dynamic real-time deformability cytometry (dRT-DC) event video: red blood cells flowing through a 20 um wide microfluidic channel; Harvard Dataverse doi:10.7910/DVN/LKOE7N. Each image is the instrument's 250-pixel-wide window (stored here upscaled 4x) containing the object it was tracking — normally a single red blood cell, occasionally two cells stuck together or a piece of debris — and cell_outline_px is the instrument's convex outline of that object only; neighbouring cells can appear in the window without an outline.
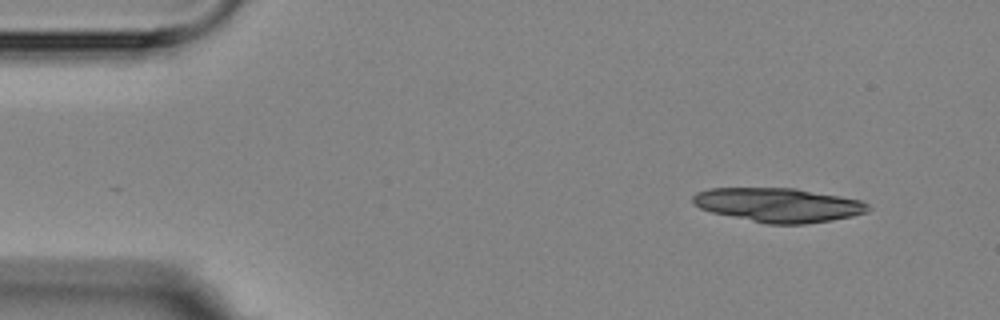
{"species": "Egyptian fruit bat (a non-hibernating species)", "species_latin": "Rousettus aegyptiacus", "temperature_condition": "room temperature", "stored_images_in_passage": 14, "camera_frame_rate_fps": 3000, "um_per_image_px": 0.085, "animal": {"sex": "female"}, "frame": {"image": 1, "passage_image": 1, "time_ms": 0.0, "image_size_px": [1000, 320], "cell_outline_px": [[872, 208], [868, 212], [852, 216], [832, 220], [804, 224], [768, 224], [712, 212], [700, 208], [692, 204], [692, 196], [696, 192], [708, 188], [796, 188], [840, 196], [860, 200], [868, 204]], "centroid_in_image_um": [66.16, 17.42], "position_along_channel_um": 18.8, "area_um2": 34.91}}
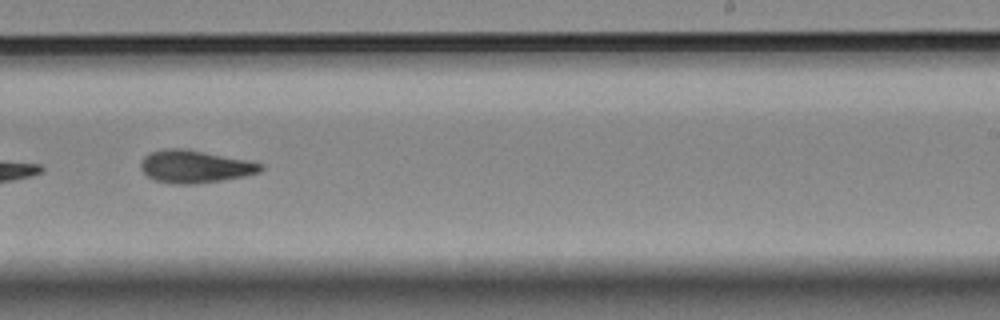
{"frame": {"image": 2, "passage_image": 9, "time_ms": 9.667, "image_size_px": [1000, 320], "cell_outline_px": [[264, 168], [260, 172], [244, 176], [220, 180], [192, 184], [172, 184], [156, 180], [148, 176], [140, 168], [140, 160], [144, 156], [152, 152], [164, 148], [184, 148], [248, 160], [260, 164]], "centroid_in_image_um": [16.53, 14.15], "position_along_channel_um": 272.5, "area_um2": 22.66}}
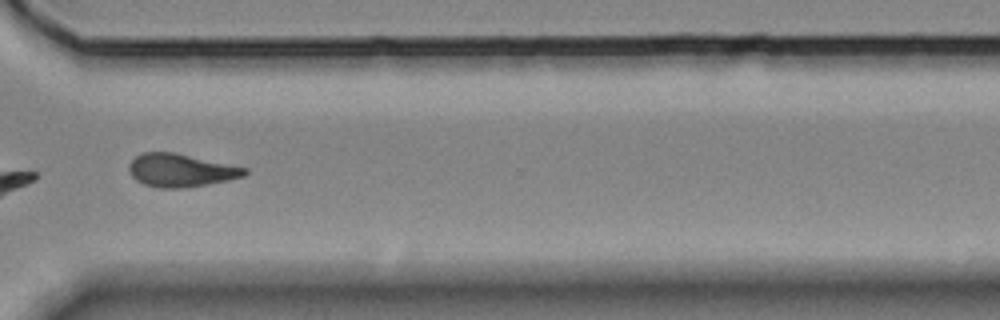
{"frame": {"image": 3, "passage_image": 11, "time_ms": 12.0, "image_size_px": [1000, 320], "cell_outline_px": [[248, 172], [244, 176], [228, 180], [184, 188], [156, 188], [144, 184], [136, 180], [132, 176], [128, 168], [128, 164], [136, 156], [144, 152], [176, 152], [248, 168]], "centroid_in_image_um": [15.36, 14.47], "position_along_channel_um": 355.2, "area_um2": 22.37}, "authors_computed_cell_mechanics": {"area_um2": 22.1952, "velocity_mm_per_s": 3.5351, "shape_relaxation_time_tau1_ms": 5.0112, "shape_relaxation_time_tau2_ms": 4.4821, "deformation_change_tau1": 0.1774, "deformation_change_tau2": 0.0938}}